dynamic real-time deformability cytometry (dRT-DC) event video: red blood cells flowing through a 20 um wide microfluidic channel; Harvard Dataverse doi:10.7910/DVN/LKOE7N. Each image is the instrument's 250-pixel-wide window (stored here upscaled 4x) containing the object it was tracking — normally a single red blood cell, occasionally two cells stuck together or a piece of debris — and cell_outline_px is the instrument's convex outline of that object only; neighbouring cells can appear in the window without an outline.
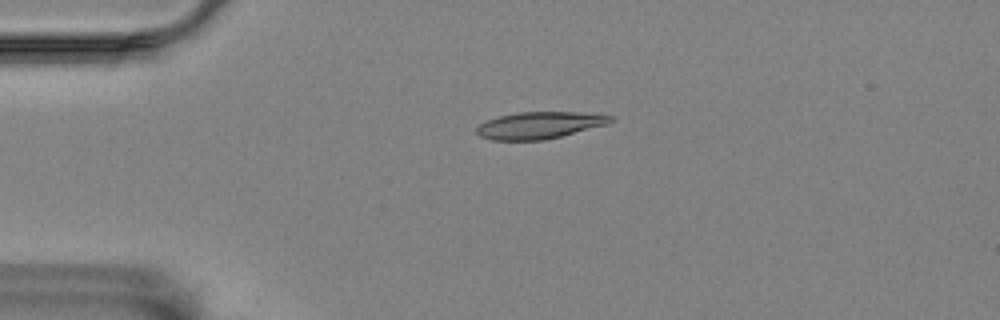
{"species": "Egyptian fruit bat (a non-hibernating species)", "species_latin": "Rousettus aegyptiacus", "temperature_condition": "room temperature", "stored_images_in_passage": 44, "camera_frame_rate_fps": 3000, "um_per_image_px": 0.085, "animal": {"sex": "female"}, "frame": {"image": 1, "passage_image": 1, "time_ms": 0.0, "image_size_px": [1000, 320], "cell_outline_px": [[616, 120], [608, 124], [544, 140], [492, 140], [480, 136], [476, 132], [476, 128], [480, 124], [488, 120], [500, 116], [520, 112], [576, 112], [612, 116]], "centroid_in_image_um": [45.86, 10.65], "position_along_channel_um": 39.1, "area_um2": 20.75}}
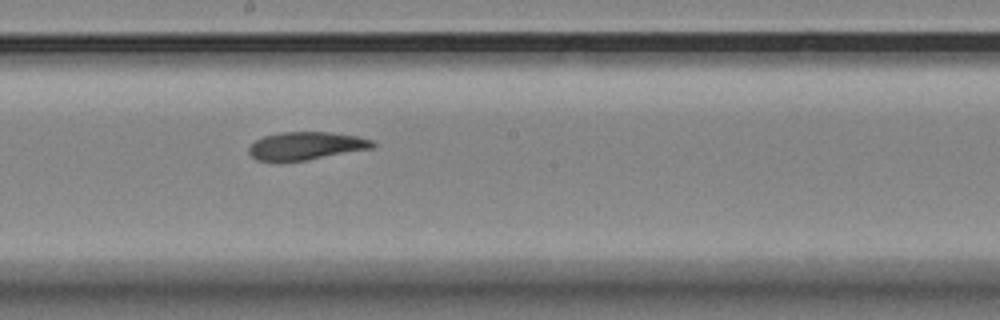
{"frame": {"image": 2, "passage_image": 19, "time_ms": 6.0, "image_size_px": [1000, 320], "cell_outline_px": [[376, 144], [372, 148], [308, 160], [256, 160], [248, 152], [248, 148], [256, 140], [264, 136], [280, 132], [332, 132], [356, 136], [372, 140]], "centroid_in_image_um": [26.03, 12.38], "position_along_channel_um": 222.2, "area_um2": 19.88}}
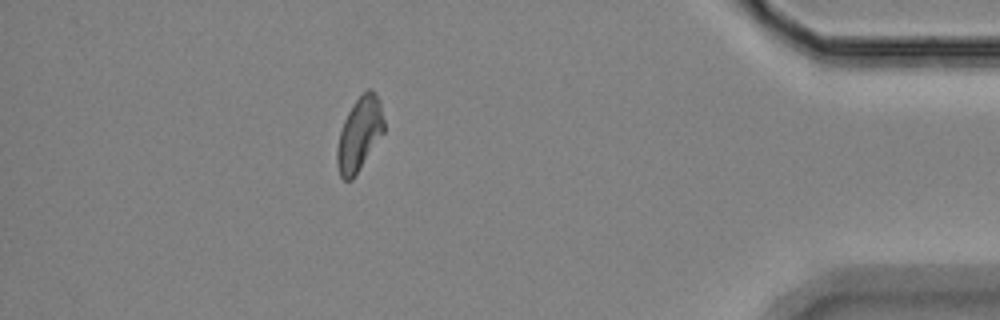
{"frame": {"image": 3, "passage_image": 38, "time_ms": 12.333, "image_size_px": [1000, 320], "cell_outline_px": [[384, 132], [352, 180], [344, 180], [340, 176], [336, 164], [336, 152], [340, 132], [344, 120], [352, 104], [368, 88], [372, 88], [380, 100], [384, 120]], "centroid_in_image_um": [30.55, 11.38], "position_along_channel_um": 404.7, "area_um2": 20.06}, "authors_computed_cell_mechanics": {"area_um2": 20.6924, "velocity_mm_per_s": 3.5497, "shape_relaxation_time_tau1_ms": null, "shape_relaxation_time_tau2_ms": 4.0124, "deformation_change_tau1": null, "deformation_change_tau2": 0.1128}}